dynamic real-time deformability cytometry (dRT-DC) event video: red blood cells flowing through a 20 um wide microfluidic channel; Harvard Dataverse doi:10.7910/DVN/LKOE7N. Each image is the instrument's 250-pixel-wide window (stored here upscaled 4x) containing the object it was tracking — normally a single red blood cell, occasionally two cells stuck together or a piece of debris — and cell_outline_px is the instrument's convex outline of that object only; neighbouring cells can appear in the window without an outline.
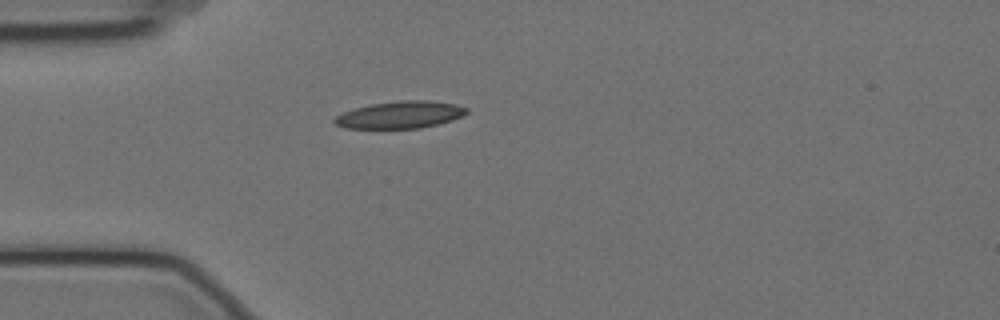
{"species": "Egyptian fruit bat (a non-hibernating species)", "species_latin": "Rousettus aegyptiacus", "temperature_condition": "cold", "stored_images_in_passage": 2, "camera_frame_rate_fps": 3000, "um_per_image_px": 0.085, "animal": {"sex": "female"}, "frame": {"image": 1, "passage_image": 1, "time_ms": 0.0, "image_size_px": [1000, 320], "cell_outline_px": [[468, 112], [452, 120], [420, 128], [344, 128], [336, 124], [332, 120], [336, 116], [344, 112], [356, 108], [372, 104], [400, 100], [428, 100], [456, 104], [468, 108]], "centroid_in_image_um": [34.02, 9.75], "position_along_channel_um": 51.0, "area_um2": 20.69}}